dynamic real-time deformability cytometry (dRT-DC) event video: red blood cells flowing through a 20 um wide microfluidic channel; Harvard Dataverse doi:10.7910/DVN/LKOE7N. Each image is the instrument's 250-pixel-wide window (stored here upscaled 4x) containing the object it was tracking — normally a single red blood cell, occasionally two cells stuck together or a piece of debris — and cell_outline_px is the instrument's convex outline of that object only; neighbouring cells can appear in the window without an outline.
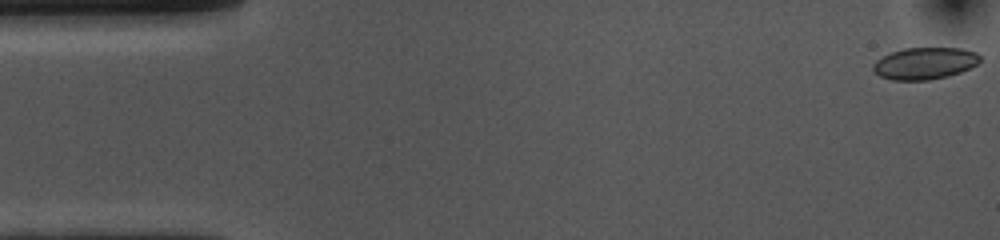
{"species": "common noctule bat (a hibernating species)", "species_latin": "Nyctalus noctula", "temperature_condition": "cold", "stored_images_in_passage": 53, "camera_frame_rate_fps": 3000, "um_per_image_px": 0.085, "animal": {"sex": "female", "body_mass_g": 10.0, "forearm_length_mm": 53.1}, "frame": {"image": 1, "passage_image": 1, "time_ms": 0.0, "image_size_px": [1000, 240], "cell_outline_px": [[980, 60], [976, 64], [960, 72], [928, 80], [892, 80], [880, 76], [872, 68], [872, 64], [876, 60], [892, 52], [904, 48], [960, 48], [976, 52], [980, 56]], "centroid_in_image_um": [78.58, 5.38], "position_along_channel_um": 6.4, "area_um2": 19.59}}
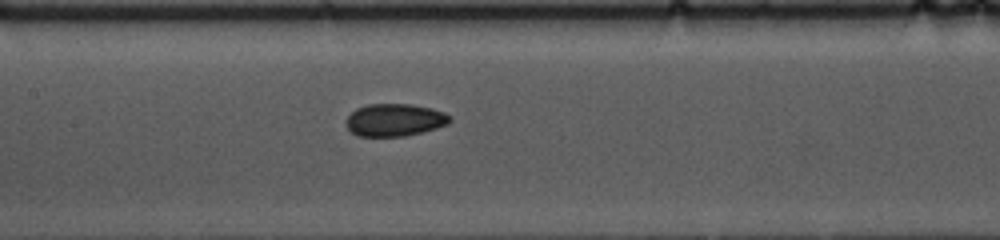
{"frame": {"image": 2, "passage_image": 24, "time_ms": 7.667, "image_size_px": [1000, 240], "cell_outline_px": [[452, 120], [448, 124], [424, 132], [404, 136], [360, 136], [352, 132], [348, 128], [344, 120], [356, 108], [368, 104], [412, 104], [432, 108], [444, 112], [452, 116]], "centroid_in_image_um": [33.57, 10.19], "position_along_channel_um": 173.8, "area_um2": 19.83}}
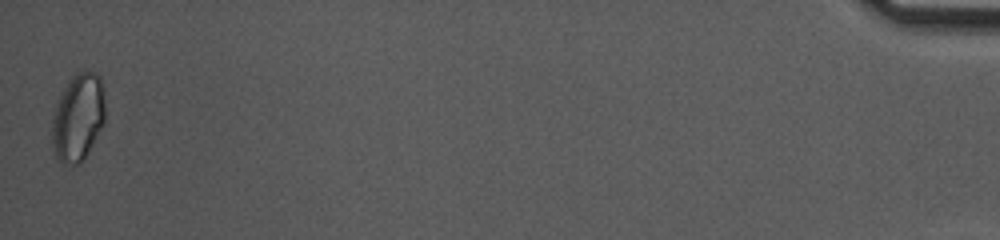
{"frame": {"image": 3, "passage_image": 53, "time_ms": 17.333, "image_size_px": [1000, 240], "cell_outline_px": [[104, 124], [84, 160], [80, 164], [60, 164], [56, 160], [52, 148], [52, 120], [56, 104], [68, 80], [76, 72], [96, 72], [100, 76], [104, 96]], "centroid_in_image_um": [6.62, 10.02], "position_along_channel_um": 428.6, "area_um2": 27.4}, "authors_computed_cell_mechanics": {"area_um2": 19.9988, "velocity_mm_per_s": 3.6769, "shape_relaxation_time_tau1_ms": null, "shape_relaxation_time_tau2_ms": 6.2275, "deformation_change_tau1": null, "deformation_change_tau2": 0.0872}}